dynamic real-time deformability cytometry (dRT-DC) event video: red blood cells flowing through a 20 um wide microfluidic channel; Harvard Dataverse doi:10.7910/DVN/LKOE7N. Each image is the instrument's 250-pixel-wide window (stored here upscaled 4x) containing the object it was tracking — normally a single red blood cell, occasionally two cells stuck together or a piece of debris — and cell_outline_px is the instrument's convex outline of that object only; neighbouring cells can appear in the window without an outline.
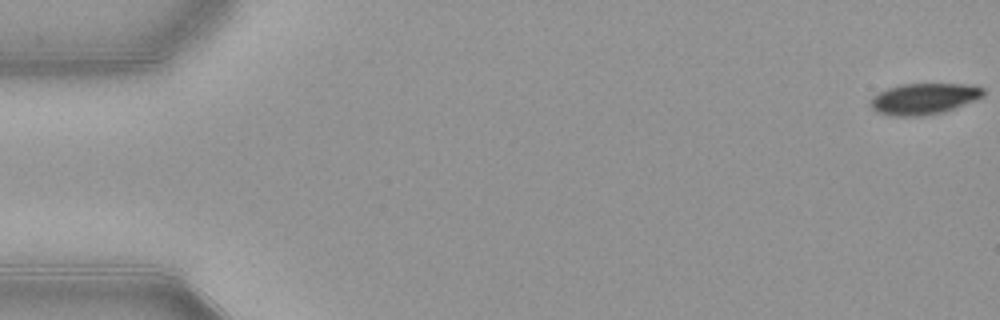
{"species": "common noctule bat (a hibernating species)", "species_latin": "Nyctalus noctula", "temperature_condition": "warm", "stored_images_in_passage": 53, "camera_frame_rate_fps": 3000, "um_per_image_px": 0.085, "animal": {"sex": "female", "body_mass_g": 21.9}, "frame": {"image": 1, "passage_image": 1, "time_ms": 0.0, "image_size_px": [1000, 320], "cell_outline_px": [[984, 96], [944, 112], [924, 116], [888, 116], [876, 112], [868, 104], [868, 100], [872, 96], [888, 88], [900, 84], [972, 84], [984, 88]], "centroid_in_image_um": [78.49, 8.4], "position_along_channel_um": 6.5, "area_um2": 20.75}}
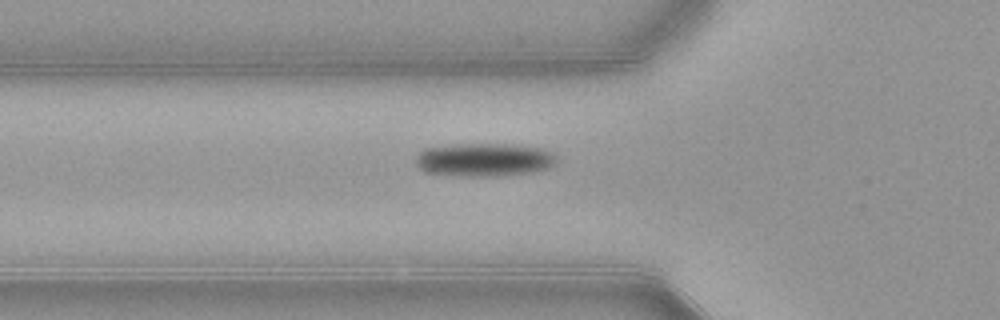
{"frame": {"image": 2, "passage_image": 19, "time_ms": 6.0, "image_size_px": [1000, 320], "cell_outline_px": [[556, 160], [548, 168], [528, 172], [488, 176], [464, 176], [424, 172], [416, 164], [416, 156], [424, 148], [456, 144], [508, 144], [540, 148], [552, 152], [556, 156]], "centroid_in_image_um": [41.1, 13.56], "position_along_channel_um": 84.7, "area_um2": 26.99}}
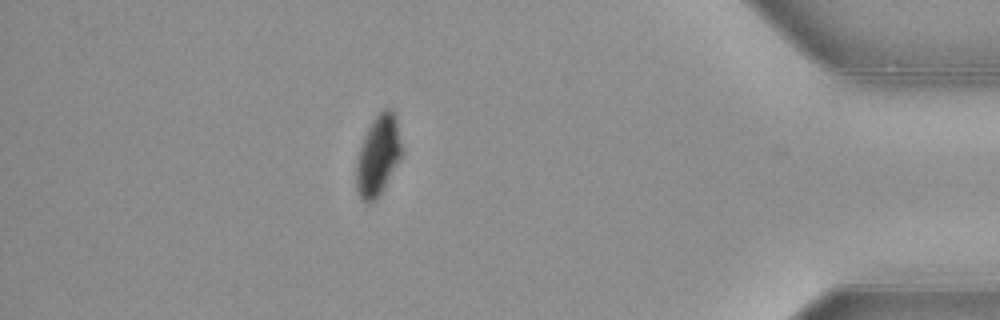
{"frame": {"image": 3, "passage_image": 47, "time_ms": 15.333, "image_size_px": [1000, 320], "cell_outline_px": [[404, 152], [380, 196], [372, 204], [364, 204], [360, 200], [356, 188], [356, 160], [360, 144], [372, 120], [384, 108], [392, 108], [396, 112]], "centroid_in_image_um": [32.15, 13.24], "position_along_channel_um": 403.0, "area_um2": 22.2}, "authors_computed_cell_mechanics": {"area_um2": 23.987, "velocity_mm_per_s": 3.8893, "shape_relaxation_time_tau1_ms": 2.2941, "shape_relaxation_time_tau2_ms": null, "deformation_change_tau1": 0.1222, "deformation_change_tau2": null}}